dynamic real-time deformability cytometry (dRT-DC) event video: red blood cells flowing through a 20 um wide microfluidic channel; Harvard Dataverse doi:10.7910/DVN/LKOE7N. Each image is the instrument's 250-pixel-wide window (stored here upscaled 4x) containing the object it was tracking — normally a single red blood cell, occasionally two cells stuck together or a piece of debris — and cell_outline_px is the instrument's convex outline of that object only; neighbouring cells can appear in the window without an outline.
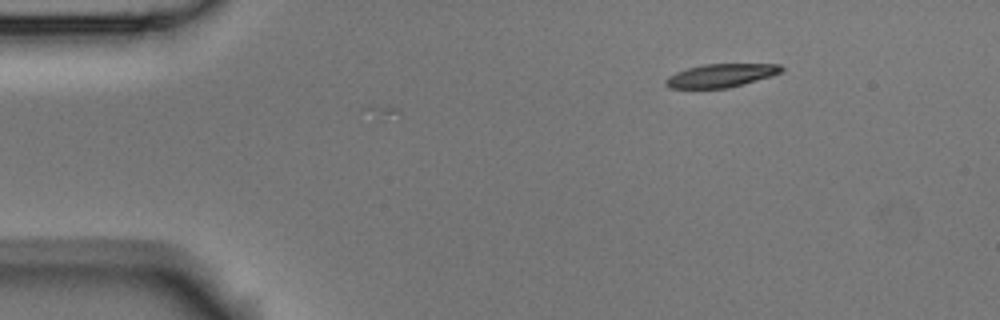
{"species": "Egyptian fruit bat (a non-hibernating species)", "species_latin": "Rousettus aegyptiacus", "temperature_condition": "room temperature", "stored_images_in_passage": 9, "camera_frame_rate_fps": 3000, "um_per_image_px": 0.085, "animal": {"sex": "male"}, "frame": {"image": 1, "passage_image": 9, "time_ms": 2.667, "image_size_px": [1000, 320], "cell_outline_px": [[784, 68], [780, 72], [772, 76], [728, 88], [668, 88], [664, 84], [664, 80], [668, 76], [676, 72], [688, 68], [704, 64], [780, 64]], "centroid_in_image_um": [61.25, 6.42], "position_along_channel_um": 23.7, "area_um2": 15.72}}